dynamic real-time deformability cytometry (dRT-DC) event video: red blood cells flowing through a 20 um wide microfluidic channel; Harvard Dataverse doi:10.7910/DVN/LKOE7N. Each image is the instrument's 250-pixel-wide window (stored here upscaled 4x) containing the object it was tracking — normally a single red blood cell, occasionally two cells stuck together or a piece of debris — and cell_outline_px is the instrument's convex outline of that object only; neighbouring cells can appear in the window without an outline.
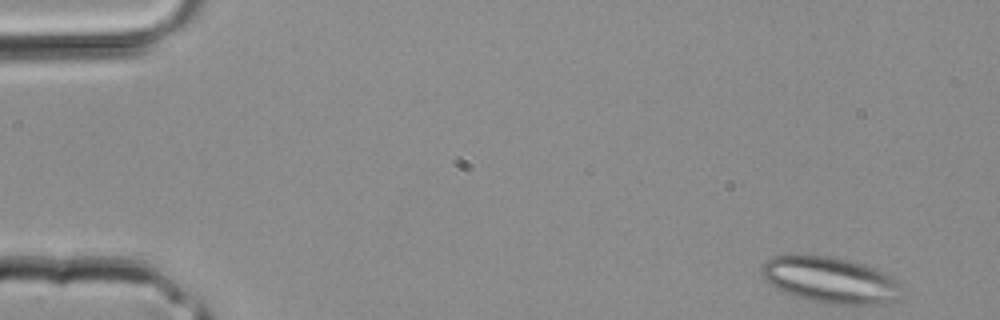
{"species": "common noctule bat (a hibernating species)", "species_latin": "Nyctalus noctula", "temperature_condition": "room temperature", "stored_images_in_passage": 2, "camera_frame_rate_fps": 3000, "um_per_image_px": 0.085, "animal": {"sex": "male", "body_mass_g": 20.4}, "frame": {"image": 1, "passage_image": 2, "time_ms": 0.333, "image_size_px": [1000, 320], "cell_outline_px": [[900, 300], [884, 304], [832, 304], [812, 300], [776, 288], [760, 272], [760, 268], [772, 256], [792, 252], [832, 256], [864, 264], [876, 268], [900, 280]], "centroid_in_image_um": [70.62, 23.75], "position_along_channel_um": 14.4, "area_um2": 38.09}}